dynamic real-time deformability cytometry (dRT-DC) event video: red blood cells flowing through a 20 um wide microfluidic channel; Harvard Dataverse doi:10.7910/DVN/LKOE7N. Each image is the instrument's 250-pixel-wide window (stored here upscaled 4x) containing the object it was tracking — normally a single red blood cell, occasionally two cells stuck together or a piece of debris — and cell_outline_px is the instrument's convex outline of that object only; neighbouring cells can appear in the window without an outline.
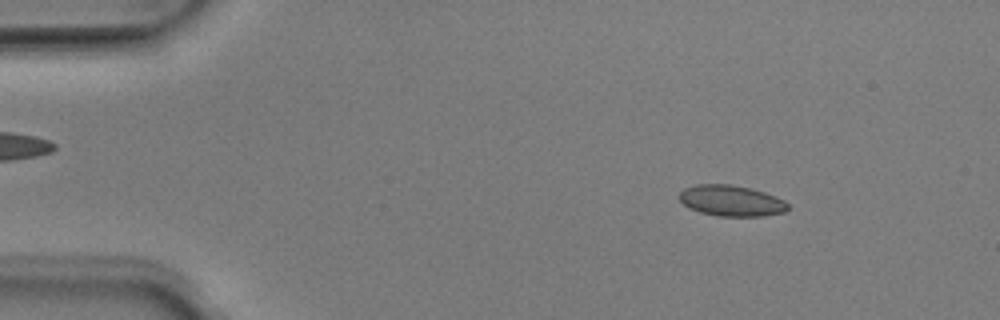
{"species": "Egyptian fruit bat (a non-hibernating species)", "species_latin": "Rousettus aegyptiacus", "temperature_condition": "room temperature", "stored_images_in_passage": 50, "camera_frame_rate_fps": 3000, "um_per_image_px": 0.085, "animal": {"sex": "male"}, "frame": {"image": 1, "passage_image": 6, "time_ms": 1.667, "image_size_px": [1000, 320], "cell_outline_px": [[788, 208], [784, 212], [764, 216], [720, 216], [700, 212], [688, 208], [676, 196], [684, 188], [696, 184], [732, 184], [752, 188], [776, 196], [784, 200], [788, 204]], "centroid_in_image_um": [62.14, 17.05], "position_along_channel_um": 22.9, "area_um2": 19.77}}
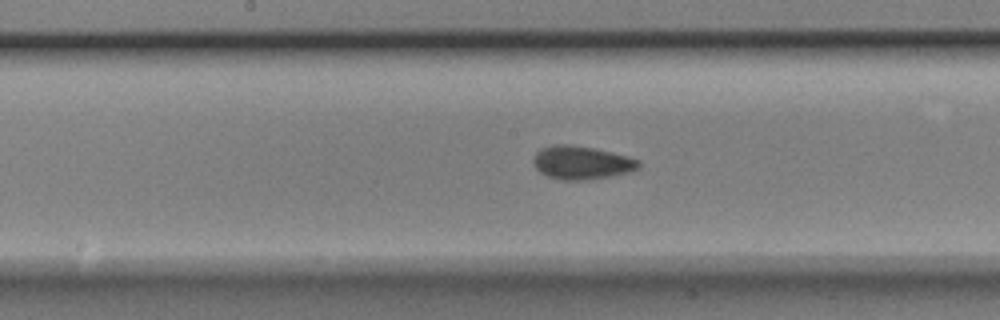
{"frame": {"image": 2, "passage_image": 25, "time_ms": 8.0, "image_size_px": [1000, 320], "cell_outline_px": [[640, 168], [628, 172], [612, 176], [588, 180], [560, 180], [548, 176], [540, 172], [536, 168], [532, 160], [536, 152], [540, 148], [552, 144], [568, 144], [592, 148], [612, 152], [628, 156], [640, 160]], "centroid_in_image_um": [49.43, 13.82], "position_along_channel_um": 198.8, "area_um2": 20.63}}
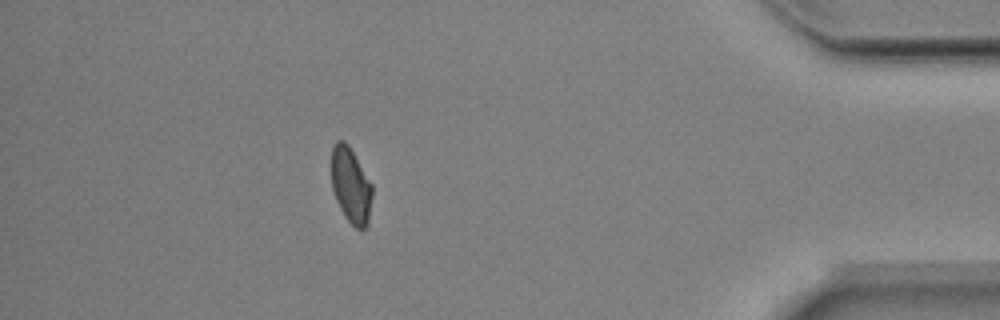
{"frame": {"image": 3, "passage_image": 44, "time_ms": 14.333, "image_size_px": [1000, 320], "cell_outline_px": [[372, 196], [368, 220], [364, 228], [356, 228], [344, 216], [336, 200], [332, 188], [332, 148], [336, 140], [344, 140], [348, 144], [372, 184]], "centroid_in_image_um": [29.81, 15.73], "position_along_channel_um": 405.4, "area_um2": 17.74}, "authors_computed_cell_mechanics": {"area_um2": 19.0451, "velocity_mm_per_s": 4.0052, "shape_relaxation_time_tau1_ms": 3.4434, "shape_relaxation_time_tau2_ms": 4.4674, "deformation_change_tau1": 0.0869, "deformation_change_tau2": 0.0693}}